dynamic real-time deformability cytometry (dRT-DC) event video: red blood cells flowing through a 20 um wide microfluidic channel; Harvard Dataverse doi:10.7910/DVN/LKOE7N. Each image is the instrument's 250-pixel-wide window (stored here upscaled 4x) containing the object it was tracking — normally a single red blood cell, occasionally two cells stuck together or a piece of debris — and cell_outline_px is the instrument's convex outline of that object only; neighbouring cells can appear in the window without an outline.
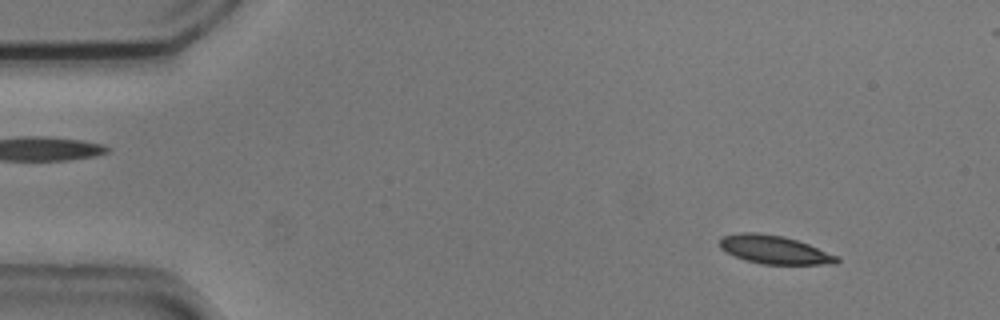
{"species": "common noctule bat (a hibernating species)", "species_latin": "Nyctalus noctula", "temperature_condition": "cold", "stored_images_in_passage": 54, "camera_frame_rate_fps": 3000, "um_per_image_px": 0.085, "animal": {"sex": "male", "body_mass_g": 20.5, "forearm_length_mm": 52.5}, "frame": {"image": 1, "passage_image": 5, "time_ms": 1.333, "image_size_px": [1000, 320], "cell_outline_px": [[840, 260], [836, 264], [760, 264], [744, 260], [720, 248], [720, 236], [740, 232], [756, 232], [784, 236], [808, 244], [840, 256]], "centroid_in_image_um": [65.83, 21.22], "position_along_channel_um": 19.2, "area_um2": 19.48}}
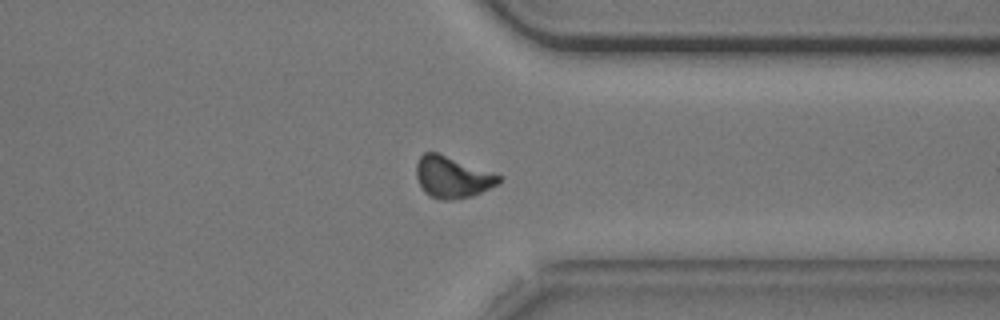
{"frame": {"image": 2, "passage_image": 41, "time_ms": 13.333, "image_size_px": [1000, 320], "cell_outline_px": [[504, 176], [496, 184], [472, 196], [452, 200], [444, 200], [428, 196], [424, 192], [416, 176], [416, 164], [420, 156], [424, 152], [436, 152]], "centroid_in_image_um": [38.42, 15.06], "position_along_channel_um": 373.0, "area_um2": 19.83}}
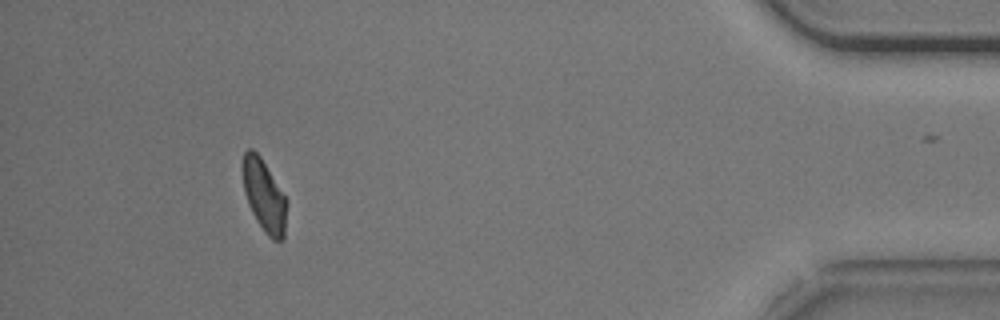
{"frame": {"image": 3, "passage_image": 49, "time_ms": 16.0, "image_size_px": [1000, 320], "cell_outline_px": [[288, 204], [284, 240], [272, 240], [264, 232], [256, 220], [248, 204], [244, 192], [240, 168], [244, 152], [248, 148], [252, 148], [260, 156], [288, 200]], "centroid_in_image_um": [22.44, 16.63], "position_along_channel_um": 412.8, "area_um2": 19.07}, "authors_computed_cell_mechanics": {"area_um2": 19.6809, "velocity_mm_per_s": 3.7162, "shape_relaxation_time_tau1_ms": 2.3117, "shape_relaxation_time_tau2_ms": 8.6139, "deformation_change_tau1": 0.1129, "deformation_change_tau2": 0.1494}}